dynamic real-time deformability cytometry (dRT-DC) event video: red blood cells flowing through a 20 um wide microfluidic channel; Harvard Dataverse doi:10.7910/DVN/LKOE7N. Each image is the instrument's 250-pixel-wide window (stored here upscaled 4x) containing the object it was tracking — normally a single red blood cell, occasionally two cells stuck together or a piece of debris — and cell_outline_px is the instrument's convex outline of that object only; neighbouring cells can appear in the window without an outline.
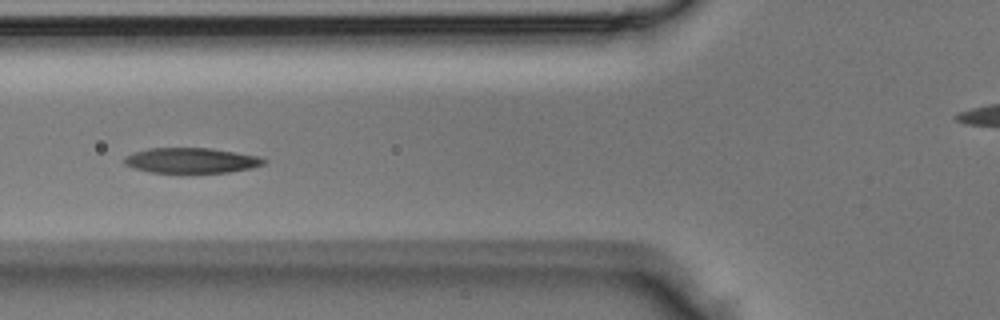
{"species": "Egyptian fruit bat (a non-hibernating species)", "species_latin": "Rousettus aegyptiacus", "temperature_condition": "room temperature", "stored_images_in_passage": 3, "camera_frame_rate_fps": 3000, "um_per_image_px": 0.085, "animal": {"sex": "male"}, "frame": {"image": 1, "passage_image": 3, "time_ms": 0.667, "image_size_px": [1000, 320], "cell_outline_px": [[264, 164], [252, 168], [228, 172], [152, 172], [136, 168], [124, 164], [124, 156], [148, 148], [212, 148], [256, 156], [264, 160]], "centroid_in_image_um": [16.23, 13.63], "position_along_channel_um": 109.6, "area_um2": 20.11}}